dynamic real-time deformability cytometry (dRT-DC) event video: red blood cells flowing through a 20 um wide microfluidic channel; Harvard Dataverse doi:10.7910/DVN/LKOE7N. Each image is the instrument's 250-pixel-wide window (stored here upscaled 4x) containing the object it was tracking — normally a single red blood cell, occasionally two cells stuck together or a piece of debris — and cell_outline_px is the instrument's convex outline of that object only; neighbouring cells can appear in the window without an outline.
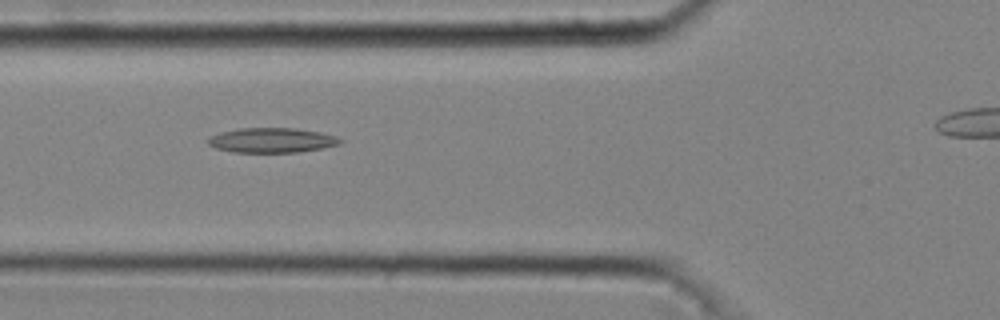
{"species": "common noctule bat (a hibernating species)", "species_latin": "Nyctalus noctula", "temperature_condition": "cold", "stored_images_in_passage": 36, "camera_frame_rate_fps": 3000, "um_per_image_px": 0.085, "animal": {"sex": "male", "body_mass_g": 20.4}, "frame": {"image": 1, "passage_image": 12, "time_ms": 3.667, "image_size_px": [1000, 320], "cell_outline_px": [[344, 140], [340, 144], [320, 148], [296, 152], [232, 152], [216, 148], [208, 144], [208, 136], [220, 132], [240, 128], [296, 128], [320, 132], [336, 136]], "centroid_in_image_um": [23.09, 11.91], "position_along_channel_um": 102.7, "area_um2": 19.07}}
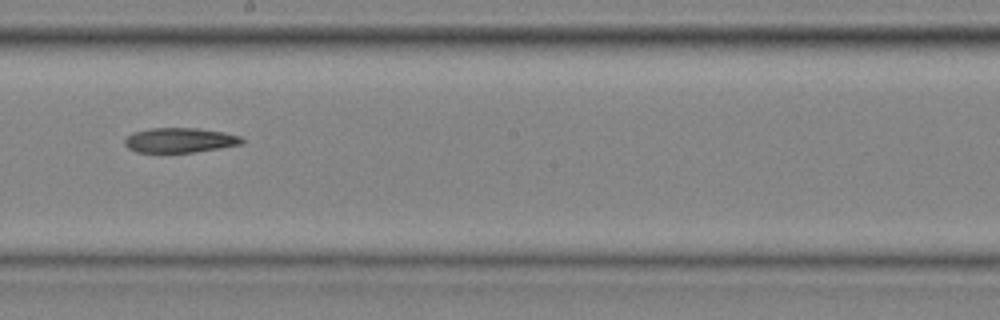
{"frame": {"image": 2, "passage_image": 21, "time_ms": 6.667, "image_size_px": [1000, 320], "cell_outline_px": [[244, 144], [220, 148], [192, 152], [136, 152], [128, 148], [124, 144], [124, 140], [132, 132], [152, 128], [196, 128], [224, 132], [240, 136], [244, 140]], "centroid_in_image_um": [15.29, 11.91], "position_along_channel_um": 232.9, "area_um2": 16.94}}
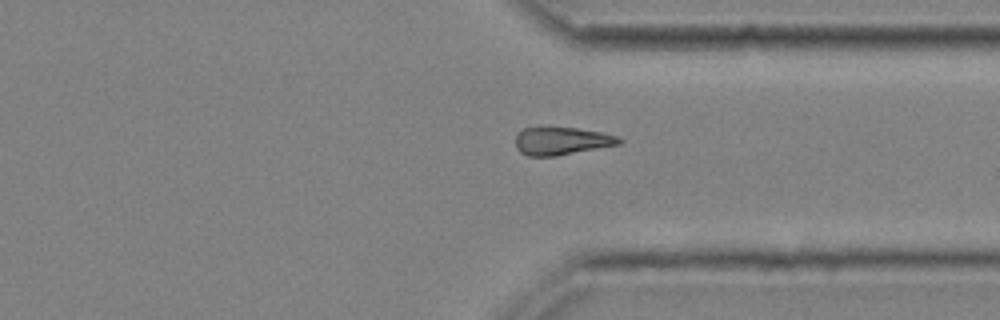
{"frame": {"image": 3, "passage_image": 30, "time_ms": 9.667, "image_size_px": [1000, 320], "cell_outline_px": [[624, 140], [620, 144], [556, 156], [528, 156], [520, 152], [516, 148], [516, 136], [524, 128], [536, 124], [544, 124], [576, 128], [600, 132], [620, 136]], "centroid_in_image_um": [47.71, 11.93], "position_along_channel_um": 363.7, "area_um2": 17.51}}